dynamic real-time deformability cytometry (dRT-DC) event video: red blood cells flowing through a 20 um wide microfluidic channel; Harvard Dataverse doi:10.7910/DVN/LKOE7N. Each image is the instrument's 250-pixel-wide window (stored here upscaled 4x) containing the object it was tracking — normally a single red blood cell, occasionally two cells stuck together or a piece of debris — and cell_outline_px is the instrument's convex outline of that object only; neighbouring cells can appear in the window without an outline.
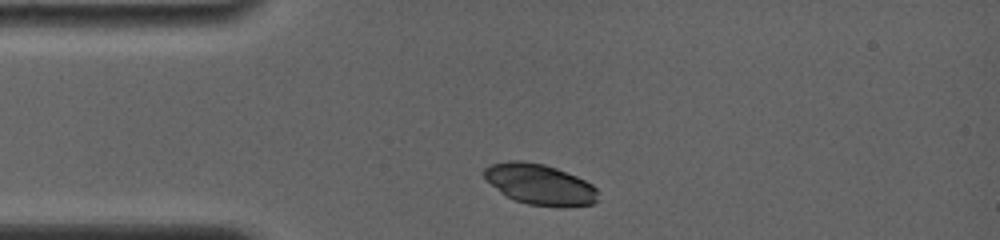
{"species": "common noctule bat (a hibernating species)", "species_latin": "Nyctalus noctula", "temperature_condition": "room temperature", "stored_images_in_passage": 2, "camera_frame_rate_fps": 4000, "um_per_image_px": 0.085, "animal": {"sex": "female", "body_mass_g": 19.0, "forearm_length_mm": 56.7}, "frame": {"image": 1, "passage_image": 1, "time_ms": 0.0, "image_size_px": [1000, 240], "cell_outline_px": [[596, 200], [592, 204], [560, 208], [528, 204], [516, 200], [500, 192], [484, 176], [484, 168], [492, 164], [512, 160], [520, 160], [544, 164], [556, 168], [576, 176], [592, 184], [596, 188]], "centroid_in_image_um": [45.9, 15.68], "position_along_channel_um": 39.1, "area_um2": 26.76}}